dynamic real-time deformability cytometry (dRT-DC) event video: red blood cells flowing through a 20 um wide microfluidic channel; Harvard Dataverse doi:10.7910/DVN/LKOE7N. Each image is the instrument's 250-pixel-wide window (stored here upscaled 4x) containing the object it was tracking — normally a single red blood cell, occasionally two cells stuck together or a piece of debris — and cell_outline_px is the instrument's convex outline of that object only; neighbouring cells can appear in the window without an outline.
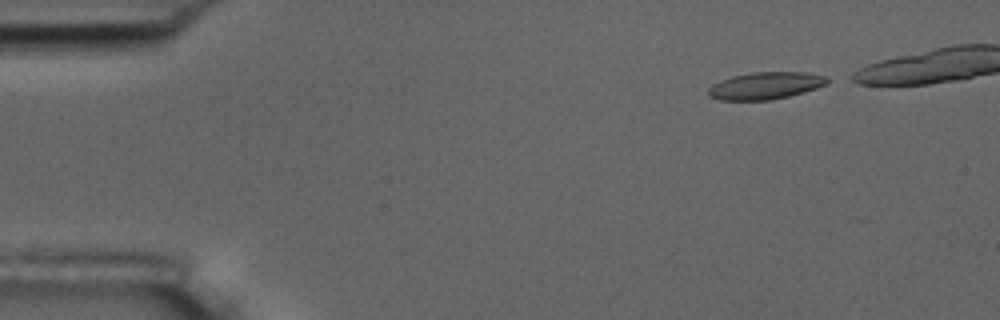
{"species": "common noctule bat (a hibernating species)", "species_latin": "Nyctalus noctula", "temperature_condition": "room temperature", "stored_images_in_passage": 5, "camera_frame_rate_fps": 3000, "um_per_image_px": 0.085, "animal": {"sex": "male", "body_mass_g": 17.5, "forearm_length_mm": 52.3}, "frame": {"image": 1, "passage_image": 1, "time_ms": 0.0, "image_size_px": [1000, 320], "cell_outline_px": [[828, 84], [804, 92], [772, 100], [720, 100], [708, 96], [708, 88], [712, 84], [720, 80], [732, 76], [752, 72], [808, 72], [828, 76]], "centroid_in_image_um": [65.07, 7.27], "position_along_channel_um": 19.9, "area_um2": 19.02}}